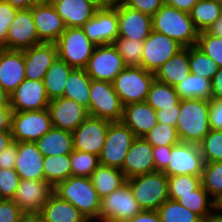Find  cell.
Instances as JSON below:
<instances>
[{"label":"cell","mask_w":222,"mask_h":222,"mask_svg":"<svg viewBox=\"0 0 222 222\" xmlns=\"http://www.w3.org/2000/svg\"><path fill=\"white\" fill-rule=\"evenodd\" d=\"M176 129L183 143L199 144L211 130L209 122L210 101L180 99Z\"/></svg>","instance_id":"6da1fadb"},{"label":"cell","mask_w":222,"mask_h":222,"mask_svg":"<svg viewBox=\"0 0 222 222\" xmlns=\"http://www.w3.org/2000/svg\"><path fill=\"white\" fill-rule=\"evenodd\" d=\"M53 193L74 205L89 222L98 220L101 198L91 178L70 176L58 183Z\"/></svg>","instance_id":"7a4b0ae2"},{"label":"cell","mask_w":222,"mask_h":222,"mask_svg":"<svg viewBox=\"0 0 222 222\" xmlns=\"http://www.w3.org/2000/svg\"><path fill=\"white\" fill-rule=\"evenodd\" d=\"M153 31L177 41L184 48L197 44L199 31L190 13L164 4L152 16Z\"/></svg>","instance_id":"3957f363"},{"label":"cell","mask_w":222,"mask_h":222,"mask_svg":"<svg viewBox=\"0 0 222 222\" xmlns=\"http://www.w3.org/2000/svg\"><path fill=\"white\" fill-rule=\"evenodd\" d=\"M133 196L145 211H156L169 199L168 176L163 171L146 173L127 179Z\"/></svg>","instance_id":"277c9868"},{"label":"cell","mask_w":222,"mask_h":222,"mask_svg":"<svg viewBox=\"0 0 222 222\" xmlns=\"http://www.w3.org/2000/svg\"><path fill=\"white\" fill-rule=\"evenodd\" d=\"M55 44L58 58L74 69H85L96 47L82 27L66 28Z\"/></svg>","instance_id":"5b68a950"},{"label":"cell","mask_w":222,"mask_h":222,"mask_svg":"<svg viewBox=\"0 0 222 222\" xmlns=\"http://www.w3.org/2000/svg\"><path fill=\"white\" fill-rule=\"evenodd\" d=\"M155 73L141 66L126 67L112 82L117 95L124 106L146 101Z\"/></svg>","instance_id":"8992f818"},{"label":"cell","mask_w":222,"mask_h":222,"mask_svg":"<svg viewBox=\"0 0 222 222\" xmlns=\"http://www.w3.org/2000/svg\"><path fill=\"white\" fill-rule=\"evenodd\" d=\"M142 211L126 182L111 194L101 198L99 217L96 222H127Z\"/></svg>","instance_id":"52a82bcc"},{"label":"cell","mask_w":222,"mask_h":222,"mask_svg":"<svg viewBox=\"0 0 222 222\" xmlns=\"http://www.w3.org/2000/svg\"><path fill=\"white\" fill-rule=\"evenodd\" d=\"M124 105L108 81L91 79L89 115L111 122L121 121Z\"/></svg>","instance_id":"ba28073f"},{"label":"cell","mask_w":222,"mask_h":222,"mask_svg":"<svg viewBox=\"0 0 222 222\" xmlns=\"http://www.w3.org/2000/svg\"><path fill=\"white\" fill-rule=\"evenodd\" d=\"M134 133L122 122H110L106 139L99 155L102 165L120 169L135 139Z\"/></svg>","instance_id":"9c48e42d"},{"label":"cell","mask_w":222,"mask_h":222,"mask_svg":"<svg viewBox=\"0 0 222 222\" xmlns=\"http://www.w3.org/2000/svg\"><path fill=\"white\" fill-rule=\"evenodd\" d=\"M52 127L48 109L12 113L10 132L15 142H36Z\"/></svg>","instance_id":"30bf717a"},{"label":"cell","mask_w":222,"mask_h":222,"mask_svg":"<svg viewBox=\"0 0 222 222\" xmlns=\"http://www.w3.org/2000/svg\"><path fill=\"white\" fill-rule=\"evenodd\" d=\"M126 67L116 47L104 44L96 45L85 70L91 79L112 83Z\"/></svg>","instance_id":"8fae6325"},{"label":"cell","mask_w":222,"mask_h":222,"mask_svg":"<svg viewBox=\"0 0 222 222\" xmlns=\"http://www.w3.org/2000/svg\"><path fill=\"white\" fill-rule=\"evenodd\" d=\"M204 159L199 145L180 142L171 146L168 166L163 172L168 176L195 175L202 177Z\"/></svg>","instance_id":"7c38bea8"},{"label":"cell","mask_w":222,"mask_h":222,"mask_svg":"<svg viewBox=\"0 0 222 222\" xmlns=\"http://www.w3.org/2000/svg\"><path fill=\"white\" fill-rule=\"evenodd\" d=\"M184 47L170 37L152 31L144 41L141 67L156 73L159 68Z\"/></svg>","instance_id":"4fadbf2b"},{"label":"cell","mask_w":222,"mask_h":222,"mask_svg":"<svg viewBox=\"0 0 222 222\" xmlns=\"http://www.w3.org/2000/svg\"><path fill=\"white\" fill-rule=\"evenodd\" d=\"M52 194L53 187L45 180L21 179L12 200L30 219H34Z\"/></svg>","instance_id":"5bb4252c"},{"label":"cell","mask_w":222,"mask_h":222,"mask_svg":"<svg viewBox=\"0 0 222 222\" xmlns=\"http://www.w3.org/2000/svg\"><path fill=\"white\" fill-rule=\"evenodd\" d=\"M111 121L88 116L73 132L74 150L100 155Z\"/></svg>","instance_id":"9a60e30c"},{"label":"cell","mask_w":222,"mask_h":222,"mask_svg":"<svg viewBox=\"0 0 222 222\" xmlns=\"http://www.w3.org/2000/svg\"><path fill=\"white\" fill-rule=\"evenodd\" d=\"M82 28L95 45L113 44L118 38L117 2L111 7L97 9Z\"/></svg>","instance_id":"2e32d148"},{"label":"cell","mask_w":222,"mask_h":222,"mask_svg":"<svg viewBox=\"0 0 222 222\" xmlns=\"http://www.w3.org/2000/svg\"><path fill=\"white\" fill-rule=\"evenodd\" d=\"M49 98L43 81L25 79L10 95L13 112L47 109Z\"/></svg>","instance_id":"e0dca14e"},{"label":"cell","mask_w":222,"mask_h":222,"mask_svg":"<svg viewBox=\"0 0 222 222\" xmlns=\"http://www.w3.org/2000/svg\"><path fill=\"white\" fill-rule=\"evenodd\" d=\"M42 43L36 31L31 9L17 11L7 32L6 44L2 47L8 50H24Z\"/></svg>","instance_id":"ac0fdd59"},{"label":"cell","mask_w":222,"mask_h":222,"mask_svg":"<svg viewBox=\"0 0 222 222\" xmlns=\"http://www.w3.org/2000/svg\"><path fill=\"white\" fill-rule=\"evenodd\" d=\"M118 37L144 42L153 31L152 17L117 2Z\"/></svg>","instance_id":"d6986e66"},{"label":"cell","mask_w":222,"mask_h":222,"mask_svg":"<svg viewBox=\"0 0 222 222\" xmlns=\"http://www.w3.org/2000/svg\"><path fill=\"white\" fill-rule=\"evenodd\" d=\"M47 109L53 127L71 132L89 116L86 108L64 97L50 100Z\"/></svg>","instance_id":"ffe728a7"},{"label":"cell","mask_w":222,"mask_h":222,"mask_svg":"<svg viewBox=\"0 0 222 222\" xmlns=\"http://www.w3.org/2000/svg\"><path fill=\"white\" fill-rule=\"evenodd\" d=\"M25 61V78L43 81L46 72L57 59L55 43H40L23 50Z\"/></svg>","instance_id":"44dd1931"},{"label":"cell","mask_w":222,"mask_h":222,"mask_svg":"<svg viewBox=\"0 0 222 222\" xmlns=\"http://www.w3.org/2000/svg\"><path fill=\"white\" fill-rule=\"evenodd\" d=\"M153 146L143 137H136L124 159L121 171L126 179L155 172Z\"/></svg>","instance_id":"7402d4cb"},{"label":"cell","mask_w":222,"mask_h":222,"mask_svg":"<svg viewBox=\"0 0 222 222\" xmlns=\"http://www.w3.org/2000/svg\"><path fill=\"white\" fill-rule=\"evenodd\" d=\"M30 9L39 40L44 43H55L66 26L52 3L34 5Z\"/></svg>","instance_id":"603a6c76"},{"label":"cell","mask_w":222,"mask_h":222,"mask_svg":"<svg viewBox=\"0 0 222 222\" xmlns=\"http://www.w3.org/2000/svg\"><path fill=\"white\" fill-rule=\"evenodd\" d=\"M23 50L0 48V86L9 95L25 80Z\"/></svg>","instance_id":"cb8c5ba5"},{"label":"cell","mask_w":222,"mask_h":222,"mask_svg":"<svg viewBox=\"0 0 222 222\" xmlns=\"http://www.w3.org/2000/svg\"><path fill=\"white\" fill-rule=\"evenodd\" d=\"M44 156L35 142H17L15 171L20 179L44 180Z\"/></svg>","instance_id":"d4e9b609"},{"label":"cell","mask_w":222,"mask_h":222,"mask_svg":"<svg viewBox=\"0 0 222 222\" xmlns=\"http://www.w3.org/2000/svg\"><path fill=\"white\" fill-rule=\"evenodd\" d=\"M121 121L134 133L135 137H143L158 123L156 110L146 101L124 106Z\"/></svg>","instance_id":"484cf974"},{"label":"cell","mask_w":222,"mask_h":222,"mask_svg":"<svg viewBox=\"0 0 222 222\" xmlns=\"http://www.w3.org/2000/svg\"><path fill=\"white\" fill-rule=\"evenodd\" d=\"M34 219L37 222H89L74 205L54 193Z\"/></svg>","instance_id":"4316f807"},{"label":"cell","mask_w":222,"mask_h":222,"mask_svg":"<svg viewBox=\"0 0 222 222\" xmlns=\"http://www.w3.org/2000/svg\"><path fill=\"white\" fill-rule=\"evenodd\" d=\"M52 5L66 28L82 27L95 14L97 8L86 0H52Z\"/></svg>","instance_id":"83f0119b"},{"label":"cell","mask_w":222,"mask_h":222,"mask_svg":"<svg viewBox=\"0 0 222 222\" xmlns=\"http://www.w3.org/2000/svg\"><path fill=\"white\" fill-rule=\"evenodd\" d=\"M35 143L44 157L70 154L74 150L72 132L56 127H52Z\"/></svg>","instance_id":"f1b7e54d"},{"label":"cell","mask_w":222,"mask_h":222,"mask_svg":"<svg viewBox=\"0 0 222 222\" xmlns=\"http://www.w3.org/2000/svg\"><path fill=\"white\" fill-rule=\"evenodd\" d=\"M189 73L188 47H186L159 68L155 73V79L174 87L186 79Z\"/></svg>","instance_id":"f546056e"},{"label":"cell","mask_w":222,"mask_h":222,"mask_svg":"<svg viewBox=\"0 0 222 222\" xmlns=\"http://www.w3.org/2000/svg\"><path fill=\"white\" fill-rule=\"evenodd\" d=\"M91 78L85 69H72L64 89L63 97L74 100L87 109L89 114Z\"/></svg>","instance_id":"4dcf8cb0"},{"label":"cell","mask_w":222,"mask_h":222,"mask_svg":"<svg viewBox=\"0 0 222 222\" xmlns=\"http://www.w3.org/2000/svg\"><path fill=\"white\" fill-rule=\"evenodd\" d=\"M90 178L100 198L111 194L127 181L120 169L102 164L97 167Z\"/></svg>","instance_id":"1f68e13d"},{"label":"cell","mask_w":222,"mask_h":222,"mask_svg":"<svg viewBox=\"0 0 222 222\" xmlns=\"http://www.w3.org/2000/svg\"><path fill=\"white\" fill-rule=\"evenodd\" d=\"M66 62L57 57L43 78L49 100L63 97L67 78L72 71Z\"/></svg>","instance_id":"d6a6232c"},{"label":"cell","mask_w":222,"mask_h":222,"mask_svg":"<svg viewBox=\"0 0 222 222\" xmlns=\"http://www.w3.org/2000/svg\"><path fill=\"white\" fill-rule=\"evenodd\" d=\"M174 87L180 99H203L211 101V80L200 75L189 73L186 79Z\"/></svg>","instance_id":"836d02e7"},{"label":"cell","mask_w":222,"mask_h":222,"mask_svg":"<svg viewBox=\"0 0 222 222\" xmlns=\"http://www.w3.org/2000/svg\"><path fill=\"white\" fill-rule=\"evenodd\" d=\"M44 180L53 188L72 176L70 154L44 157Z\"/></svg>","instance_id":"e575fe53"},{"label":"cell","mask_w":222,"mask_h":222,"mask_svg":"<svg viewBox=\"0 0 222 222\" xmlns=\"http://www.w3.org/2000/svg\"><path fill=\"white\" fill-rule=\"evenodd\" d=\"M177 201L199 215L203 220L217 209V203L210 197L202 184L191 194L181 195Z\"/></svg>","instance_id":"d590c367"},{"label":"cell","mask_w":222,"mask_h":222,"mask_svg":"<svg viewBox=\"0 0 222 222\" xmlns=\"http://www.w3.org/2000/svg\"><path fill=\"white\" fill-rule=\"evenodd\" d=\"M221 15L218 0H198L190 12V17L199 32L206 31Z\"/></svg>","instance_id":"8d00e7d4"},{"label":"cell","mask_w":222,"mask_h":222,"mask_svg":"<svg viewBox=\"0 0 222 222\" xmlns=\"http://www.w3.org/2000/svg\"><path fill=\"white\" fill-rule=\"evenodd\" d=\"M146 102L155 110L174 107L179 104L180 98L175 87L157 81H153Z\"/></svg>","instance_id":"74e56055"},{"label":"cell","mask_w":222,"mask_h":222,"mask_svg":"<svg viewBox=\"0 0 222 222\" xmlns=\"http://www.w3.org/2000/svg\"><path fill=\"white\" fill-rule=\"evenodd\" d=\"M156 211L162 222H203L199 215L171 199L164 201Z\"/></svg>","instance_id":"f35d334b"},{"label":"cell","mask_w":222,"mask_h":222,"mask_svg":"<svg viewBox=\"0 0 222 222\" xmlns=\"http://www.w3.org/2000/svg\"><path fill=\"white\" fill-rule=\"evenodd\" d=\"M201 183L210 197L218 204L222 200V161L204 164Z\"/></svg>","instance_id":"ab89813d"},{"label":"cell","mask_w":222,"mask_h":222,"mask_svg":"<svg viewBox=\"0 0 222 222\" xmlns=\"http://www.w3.org/2000/svg\"><path fill=\"white\" fill-rule=\"evenodd\" d=\"M190 73L212 80L219 67L204 54L196 45L188 47Z\"/></svg>","instance_id":"60d3db41"},{"label":"cell","mask_w":222,"mask_h":222,"mask_svg":"<svg viewBox=\"0 0 222 222\" xmlns=\"http://www.w3.org/2000/svg\"><path fill=\"white\" fill-rule=\"evenodd\" d=\"M70 164L72 176L90 178L92 173L100 165L99 156L88 152L73 150L70 153Z\"/></svg>","instance_id":"b9f144b4"},{"label":"cell","mask_w":222,"mask_h":222,"mask_svg":"<svg viewBox=\"0 0 222 222\" xmlns=\"http://www.w3.org/2000/svg\"><path fill=\"white\" fill-rule=\"evenodd\" d=\"M113 45L128 67L141 66L144 42L118 37Z\"/></svg>","instance_id":"7bdbcfd3"},{"label":"cell","mask_w":222,"mask_h":222,"mask_svg":"<svg viewBox=\"0 0 222 222\" xmlns=\"http://www.w3.org/2000/svg\"><path fill=\"white\" fill-rule=\"evenodd\" d=\"M201 184V177L195 175L168 177V197L171 200L177 201L181 195L191 194Z\"/></svg>","instance_id":"ee69618b"},{"label":"cell","mask_w":222,"mask_h":222,"mask_svg":"<svg viewBox=\"0 0 222 222\" xmlns=\"http://www.w3.org/2000/svg\"><path fill=\"white\" fill-rule=\"evenodd\" d=\"M205 163L222 161V130H210L198 144Z\"/></svg>","instance_id":"f6af8a7d"},{"label":"cell","mask_w":222,"mask_h":222,"mask_svg":"<svg viewBox=\"0 0 222 222\" xmlns=\"http://www.w3.org/2000/svg\"><path fill=\"white\" fill-rule=\"evenodd\" d=\"M143 138L153 147L174 146L181 142L176 127L161 123H157Z\"/></svg>","instance_id":"bcb514c9"},{"label":"cell","mask_w":222,"mask_h":222,"mask_svg":"<svg viewBox=\"0 0 222 222\" xmlns=\"http://www.w3.org/2000/svg\"><path fill=\"white\" fill-rule=\"evenodd\" d=\"M196 46L210 57L219 68L222 67V38L202 31L199 32Z\"/></svg>","instance_id":"7dc6e473"},{"label":"cell","mask_w":222,"mask_h":222,"mask_svg":"<svg viewBox=\"0 0 222 222\" xmlns=\"http://www.w3.org/2000/svg\"><path fill=\"white\" fill-rule=\"evenodd\" d=\"M20 180L15 169H0V198L12 199L19 186Z\"/></svg>","instance_id":"c3c4849f"},{"label":"cell","mask_w":222,"mask_h":222,"mask_svg":"<svg viewBox=\"0 0 222 222\" xmlns=\"http://www.w3.org/2000/svg\"><path fill=\"white\" fill-rule=\"evenodd\" d=\"M29 219L12 199L0 200V222H27Z\"/></svg>","instance_id":"681fc988"},{"label":"cell","mask_w":222,"mask_h":222,"mask_svg":"<svg viewBox=\"0 0 222 222\" xmlns=\"http://www.w3.org/2000/svg\"><path fill=\"white\" fill-rule=\"evenodd\" d=\"M18 10L5 0H0V48L6 44L7 32Z\"/></svg>","instance_id":"f907efd6"},{"label":"cell","mask_w":222,"mask_h":222,"mask_svg":"<svg viewBox=\"0 0 222 222\" xmlns=\"http://www.w3.org/2000/svg\"><path fill=\"white\" fill-rule=\"evenodd\" d=\"M122 3L152 17L164 5V0H123Z\"/></svg>","instance_id":"816d5d0a"},{"label":"cell","mask_w":222,"mask_h":222,"mask_svg":"<svg viewBox=\"0 0 222 222\" xmlns=\"http://www.w3.org/2000/svg\"><path fill=\"white\" fill-rule=\"evenodd\" d=\"M209 122L212 130H222V98L210 101Z\"/></svg>","instance_id":"f5cc1de1"},{"label":"cell","mask_w":222,"mask_h":222,"mask_svg":"<svg viewBox=\"0 0 222 222\" xmlns=\"http://www.w3.org/2000/svg\"><path fill=\"white\" fill-rule=\"evenodd\" d=\"M171 146H156L153 147L152 156L155 162V171H163L169 162Z\"/></svg>","instance_id":"db71d44e"},{"label":"cell","mask_w":222,"mask_h":222,"mask_svg":"<svg viewBox=\"0 0 222 222\" xmlns=\"http://www.w3.org/2000/svg\"><path fill=\"white\" fill-rule=\"evenodd\" d=\"M17 156V142L13 141L0 152V169H14Z\"/></svg>","instance_id":"11a10c76"},{"label":"cell","mask_w":222,"mask_h":222,"mask_svg":"<svg viewBox=\"0 0 222 222\" xmlns=\"http://www.w3.org/2000/svg\"><path fill=\"white\" fill-rule=\"evenodd\" d=\"M179 112H180L179 104L174 107H168L165 109L156 110V117L158 123L176 127Z\"/></svg>","instance_id":"9f6ffc18"},{"label":"cell","mask_w":222,"mask_h":222,"mask_svg":"<svg viewBox=\"0 0 222 222\" xmlns=\"http://www.w3.org/2000/svg\"><path fill=\"white\" fill-rule=\"evenodd\" d=\"M212 94L211 100L222 98V67L211 80Z\"/></svg>","instance_id":"6f0895ef"},{"label":"cell","mask_w":222,"mask_h":222,"mask_svg":"<svg viewBox=\"0 0 222 222\" xmlns=\"http://www.w3.org/2000/svg\"><path fill=\"white\" fill-rule=\"evenodd\" d=\"M127 222H162L157 211H145L143 210L139 214H136Z\"/></svg>","instance_id":"680465c9"},{"label":"cell","mask_w":222,"mask_h":222,"mask_svg":"<svg viewBox=\"0 0 222 222\" xmlns=\"http://www.w3.org/2000/svg\"><path fill=\"white\" fill-rule=\"evenodd\" d=\"M198 2V0H164V4L177 8L181 11L190 13L192 7Z\"/></svg>","instance_id":"91938a15"},{"label":"cell","mask_w":222,"mask_h":222,"mask_svg":"<svg viewBox=\"0 0 222 222\" xmlns=\"http://www.w3.org/2000/svg\"><path fill=\"white\" fill-rule=\"evenodd\" d=\"M12 113L11 108H0V131L11 130Z\"/></svg>","instance_id":"94428289"},{"label":"cell","mask_w":222,"mask_h":222,"mask_svg":"<svg viewBox=\"0 0 222 222\" xmlns=\"http://www.w3.org/2000/svg\"><path fill=\"white\" fill-rule=\"evenodd\" d=\"M206 32L222 38V15L209 28H207Z\"/></svg>","instance_id":"6125c7cd"},{"label":"cell","mask_w":222,"mask_h":222,"mask_svg":"<svg viewBox=\"0 0 222 222\" xmlns=\"http://www.w3.org/2000/svg\"><path fill=\"white\" fill-rule=\"evenodd\" d=\"M13 142L10 131H0V152Z\"/></svg>","instance_id":"be15d7a7"},{"label":"cell","mask_w":222,"mask_h":222,"mask_svg":"<svg viewBox=\"0 0 222 222\" xmlns=\"http://www.w3.org/2000/svg\"><path fill=\"white\" fill-rule=\"evenodd\" d=\"M17 9H29L32 7L31 0H5Z\"/></svg>","instance_id":"e7e4bbea"},{"label":"cell","mask_w":222,"mask_h":222,"mask_svg":"<svg viewBox=\"0 0 222 222\" xmlns=\"http://www.w3.org/2000/svg\"><path fill=\"white\" fill-rule=\"evenodd\" d=\"M86 1L94 5L97 9L111 7L117 2L116 0H86Z\"/></svg>","instance_id":"03108f58"},{"label":"cell","mask_w":222,"mask_h":222,"mask_svg":"<svg viewBox=\"0 0 222 222\" xmlns=\"http://www.w3.org/2000/svg\"><path fill=\"white\" fill-rule=\"evenodd\" d=\"M0 108L10 107V95L0 86Z\"/></svg>","instance_id":"003e7915"},{"label":"cell","mask_w":222,"mask_h":222,"mask_svg":"<svg viewBox=\"0 0 222 222\" xmlns=\"http://www.w3.org/2000/svg\"><path fill=\"white\" fill-rule=\"evenodd\" d=\"M203 222H222V212L216 209Z\"/></svg>","instance_id":"a7ac6f4b"},{"label":"cell","mask_w":222,"mask_h":222,"mask_svg":"<svg viewBox=\"0 0 222 222\" xmlns=\"http://www.w3.org/2000/svg\"><path fill=\"white\" fill-rule=\"evenodd\" d=\"M32 6L51 4L52 0H31Z\"/></svg>","instance_id":"89a4df30"},{"label":"cell","mask_w":222,"mask_h":222,"mask_svg":"<svg viewBox=\"0 0 222 222\" xmlns=\"http://www.w3.org/2000/svg\"><path fill=\"white\" fill-rule=\"evenodd\" d=\"M217 209L222 212V200L217 204Z\"/></svg>","instance_id":"2644e50d"},{"label":"cell","mask_w":222,"mask_h":222,"mask_svg":"<svg viewBox=\"0 0 222 222\" xmlns=\"http://www.w3.org/2000/svg\"><path fill=\"white\" fill-rule=\"evenodd\" d=\"M218 1H219L220 9H221V14H222V0H218Z\"/></svg>","instance_id":"8c879c8a"},{"label":"cell","mask_w":222,"mask_h":222,"mask_svg":"<svg viewBox=\"0 0 222 222\" xmlns=\"http://www.w3.org/2000/svg\"><path fill=\"white\" fill-rule=\"evenodd\" d=\"M27 222H37L35 219H29Z\"/></svg>","instance_id":"753ad0ef"}]
</instances>
